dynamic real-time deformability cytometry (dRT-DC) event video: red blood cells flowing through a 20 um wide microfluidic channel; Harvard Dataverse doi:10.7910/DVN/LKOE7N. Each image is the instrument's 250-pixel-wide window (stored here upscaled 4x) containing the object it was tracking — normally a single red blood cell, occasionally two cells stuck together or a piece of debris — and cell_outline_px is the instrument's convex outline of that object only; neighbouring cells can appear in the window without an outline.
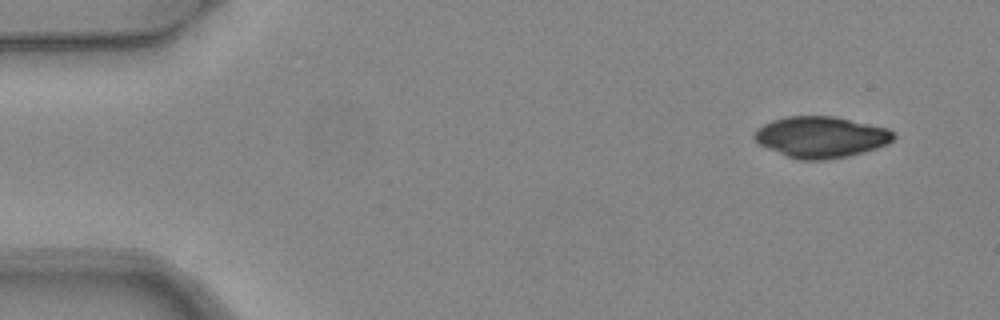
{"species": "common noctule bat (a hibernating species)", "species_latin": "Nyctalus noctula", "temperature_condition": "warm", "stored_images_in_passage": 3, "camera_frame_rate_fps": 3000, "um_per_image_px": 0.085, "animal": {"sex": "female", "body_mass_g": 24.6, "forearm_length_mm": 56.2}, "frame": {"image": 1, "passage_image": 1, "time_ms": 0.0, "image_size_px": [1000, 320], "cell_outline_px": [[896, 136], [888, 144], [864, 152], [848, 156], [824, 160], [800, 160], [788, 156], [768, 148], [760, 144], [752, 136], [756, 128], [772, 120], [784, 116], [832, 116], [888, 128], [896, 132]], "centroid_in_image_um": [69.79, 11.64], "position_along_channel_um": 15.2, "area_um2": 33.41}}